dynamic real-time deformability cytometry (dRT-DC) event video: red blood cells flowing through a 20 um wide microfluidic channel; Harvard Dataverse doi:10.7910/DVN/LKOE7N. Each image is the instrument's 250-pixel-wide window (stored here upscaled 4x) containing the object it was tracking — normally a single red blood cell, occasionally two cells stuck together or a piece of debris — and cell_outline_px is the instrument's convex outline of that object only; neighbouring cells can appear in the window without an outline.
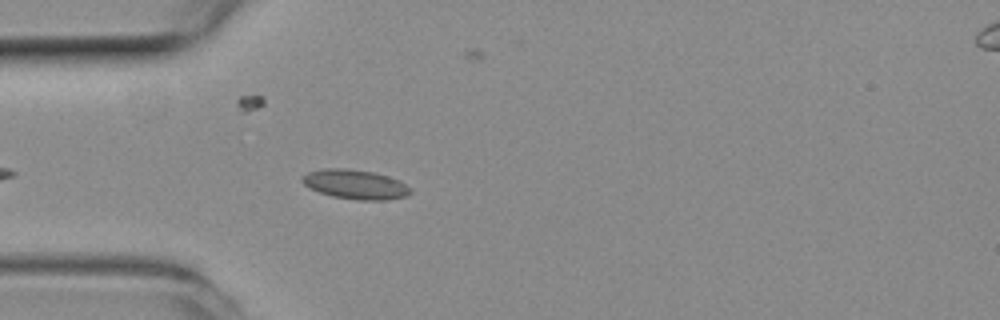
{"species": "common noctule bat (a hibernating species)", "species_latin": "Nyctalus noctula", "temperature_condition": "room temperature", "stored_images_in_passage": 43, "camera_frame_rate_fps": 3000, "um_per_image_px": 0.085, "animal": {"sex": "female", "body_mass_g": 19.3, "forearm_length_mm": 54.1}, "frame": {"image": 1, "passage_image": 5, "time_ms": 1.333, "image_size_px": [1000, 320], "cell_outline_px": [[412, 192], [408, 196], [388, 200], [356, 200], [332, 196], [308, 188], [300, 180], [308, 172], [320, 168], [348, 168], [376, 172], [400, 180], [412, 188]], "centroid_in_image_um": [30.24, 15.67], "position_along_channel_um": 54.8, "area_um2": 18.96}}
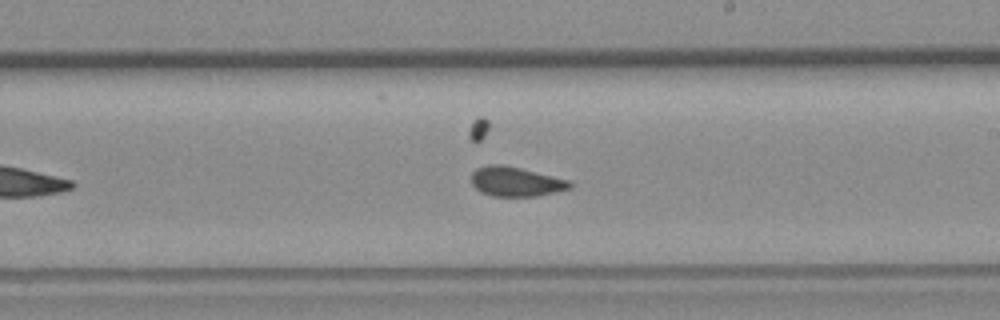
{"frame": {"image": 2, "passage_image": 20, "time_ms": 6.333, "image_size_px": [1000, 320], "cell_outline_px": [[572, 188], [540, 196], [492, 196], [480, 192], [472, 184], [472, 172], [476, 168], [492, 164], [500, 164], [520, 168], [568, 180], [572, 184]], "centroid_in_image_um": [43.84, 15.45], "position_along_channel_um": 245.2, "area_um2": 16.88}}
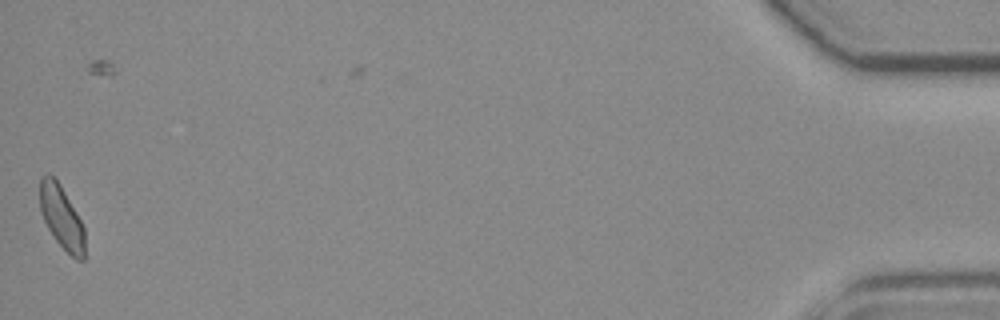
{"frame": {"image": 3, "passage_image": 42, "time_ms": 13.667, "image_size_px": [1000, 320], "cell_outline_px": [[84, 260], [76, 260], [56, 240], [48, 228], [40, 212], [40, 176], [48, 172], [60, 184], [76, 212], [84, 228]], "centroid_in_image_um": [5.21, 18.44], "position_along_channel_um": 430.0, "area_um2": 16.3}, "authors_computed_cell_mechanics": {"area_um2": 16.9932, "velocity_mm_per_s": 3.9393, "shape_relaxation_time_tau1_ms": 3.83, "shape_relaxation_time_tau2_ms": 0.8774, "deformation_change_tau1": 0.094, "deformation_change_tau2": 0.0525}}